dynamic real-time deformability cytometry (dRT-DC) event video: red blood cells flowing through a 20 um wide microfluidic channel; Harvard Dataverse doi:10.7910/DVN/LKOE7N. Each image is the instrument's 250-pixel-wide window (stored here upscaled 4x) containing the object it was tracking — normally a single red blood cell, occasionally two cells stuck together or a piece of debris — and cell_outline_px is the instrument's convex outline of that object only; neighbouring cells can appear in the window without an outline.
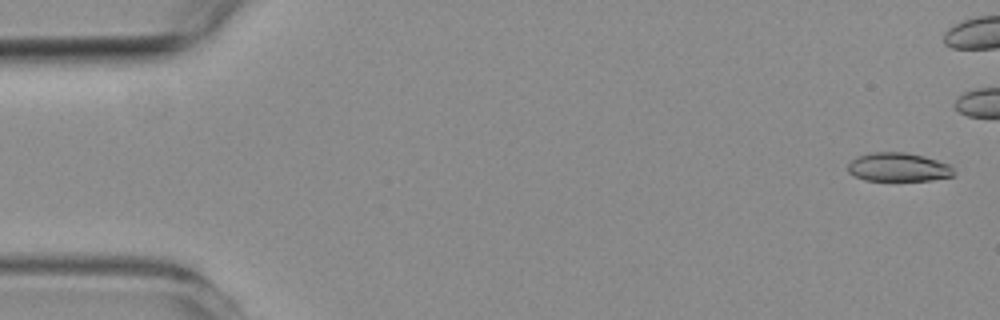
{"species": "common noctule bat (a hibernating species)", "species_latin": "Nyctalus noctula", "temperature_condition": "room temperature", "stored_images_in_passage": 11, "camera_frame_rate_fps": 3000, "um_per_image_px": 0.085, "animal": {"sex": "female", "body_mass_g": 19.3, "forearm_length_mm": 54.1}, "frame": {"image": 1, "passage_image": 2, "time_ms": 0.333, "image_size_px": [1000, 320], "cell_outline_px": [[956, 176], [932, 180], [864, 180], [848, 172], [848, 164], [856, 156], [872, 152], [904, 152], [924, 156], [952, 164]], "centroid_in_image_um": [76.41, 14.2], "position_along_channel_um": 8.6, "area_um2": 17.92}}